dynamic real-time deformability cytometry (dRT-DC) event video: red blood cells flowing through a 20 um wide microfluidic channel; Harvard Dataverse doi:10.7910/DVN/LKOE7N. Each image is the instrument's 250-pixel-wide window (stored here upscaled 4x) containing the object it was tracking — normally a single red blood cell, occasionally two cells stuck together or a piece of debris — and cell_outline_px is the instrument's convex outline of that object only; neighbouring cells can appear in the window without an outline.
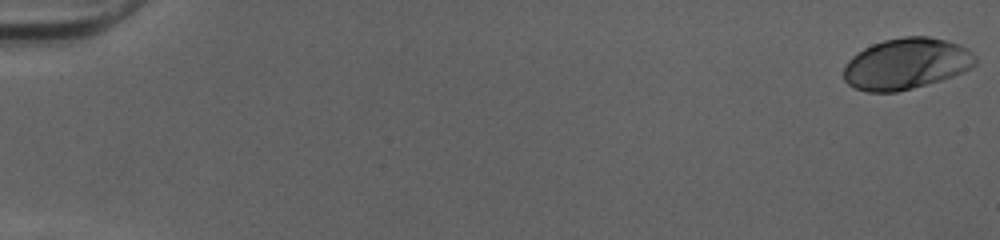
{"species": "human", "species_latin": "Homo sapiens", "temperature_condition": "cold", "stored_images_in_passage": 52, "camera_frame_rate_fps": 3000, "um_per_image_px": 0.085, "donor": {"sex": "female"}, "frame": {"image": 1, "passage_image": 1, "time_ms": 0.0, "image_size_px": [1000, 240], "cell_outline_px": [[976, 64], [972, 68], [952, 76], [940, 80], [912, 88], [896, 92], [868, 92], [856, 88], [848, 84], [844, 80], [844, 68], [848, 60], [852, 56], [864, 48], [872, 44], [884, 40], [904, 36], [928, 36], [944, 40], [956, 44], [972, 52], [976, 56]], "centroid_in_image_um": [77.02, 5.42], "position_along_channel_um": 8.0, "area_um2": 39.02}}
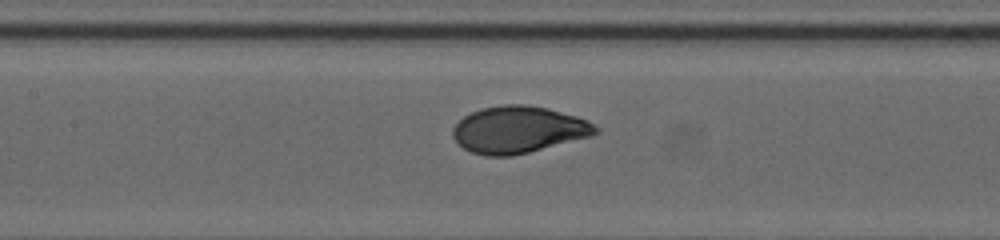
{"frame": {"image": 2, "passage_image": 26, "time_ms": 8.333, "image_size_px": [1000, 240], "cell_outline_px": [[600, 132], [592, 136], [512, 156], [484, 156], [472, 152], [464, 148], [452, 136], [452, 128], [464, 116], [472, 112], [484, 108], [504, 104], [528, 104], [548, 108], [576, 116], [588, 120], [600, 128]], "centroid_in_image_um": [44.1, 11.02], "position_along_channel_um": 163.3, "area_um2": 39.02}}
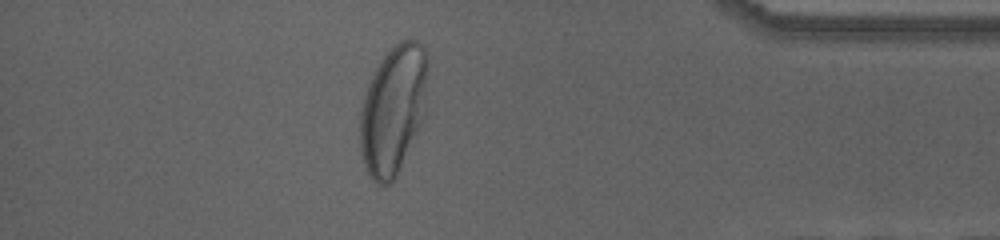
{"frame": {"image": 3, "passage_image": 46, "time_ms": 15.0, "image_size_px": [1000, 240], "cell_outline_px": [[428, 64], [424, 116], [396, 176], [388, 184], [376, 184], [368, 176], [364, 164], [360, 148], [360, 112], [368, 80], [384, 56], [400, 40], [416, 40], [424, 48], [428, 56]], "centroid_in_image_um": [33.41, 9.32], "position_along_channel_um": 401.8, "area_um2": 50.69}, "authors_computed_cell_mechanics": {"area_um2": 38.437, "velocity_mm_per_s": 4.0322, "shape_relaxation_time_tau1_ms": 3.1755, "shape_relaxation_time_tau2_ms": null, "deformation_change_tau1": 0.1764, "deformation_change_tau2": null}}